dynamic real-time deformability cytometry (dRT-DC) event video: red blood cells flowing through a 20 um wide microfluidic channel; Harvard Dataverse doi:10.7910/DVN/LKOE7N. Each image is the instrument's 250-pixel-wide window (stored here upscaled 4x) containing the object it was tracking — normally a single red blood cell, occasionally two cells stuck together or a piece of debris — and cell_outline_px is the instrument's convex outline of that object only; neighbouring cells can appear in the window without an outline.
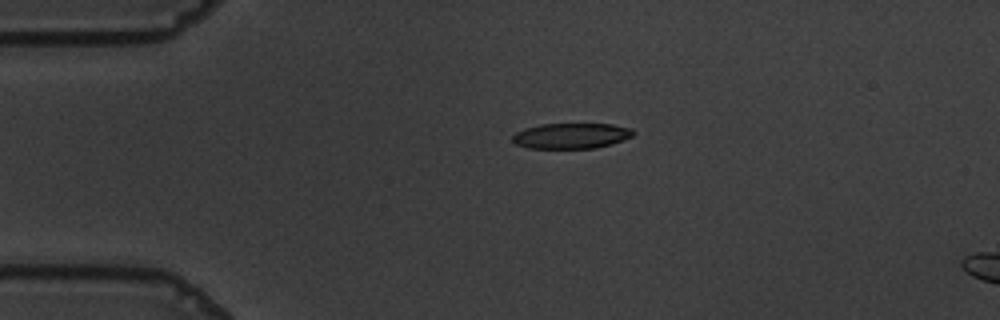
{"species": "common noctule bat (a hibernating species)", "species_latin": "Nyctalus noctula", "temperature_condition": "warm", "stored_images_in_passage": 5, "camera_frame_rate_fps": 3000, "um_per_image_px": 0.085, "animal": {"sex": "male", "body_mass_g": 19.5, "forearm_length_mm": 54.6}, "frame": {"image": 1, "passage_image": 1, "time_ms": 0.0, "image_size_px": [1000, 320], "cell_outline_px": [[636, 132], [632, 136], [612, 144], [596, 148], [528, 148], [516, 144], [512, 140], [512, 136], [516, 132], [524, 128], [540, 124], [612, 124], [632, 128]], "centroid_in_image_um": [48.56, 11.54], "position_along_channel_um": 36.4, "area_um2": 18.03}}